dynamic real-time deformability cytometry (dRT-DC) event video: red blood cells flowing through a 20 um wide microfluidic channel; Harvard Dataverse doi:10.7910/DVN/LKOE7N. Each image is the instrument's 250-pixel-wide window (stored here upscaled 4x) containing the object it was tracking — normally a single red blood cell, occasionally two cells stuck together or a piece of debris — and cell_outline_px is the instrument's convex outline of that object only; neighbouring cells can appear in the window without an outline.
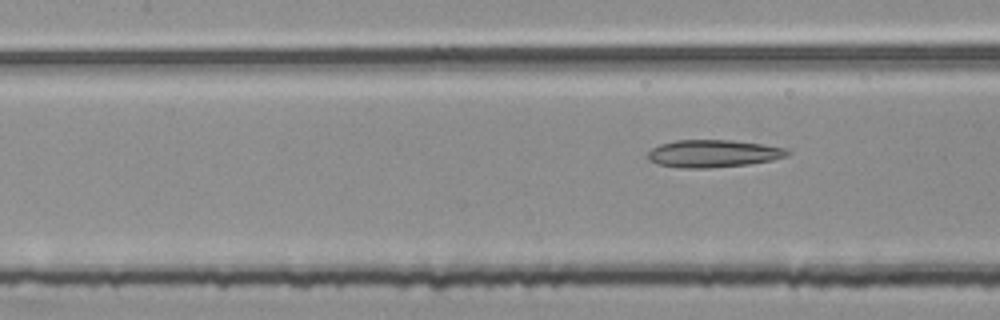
{"species": "common noctule bat (a hibernating species)", "species_latin": "Nyctalus noctula", "temperature_condition": "room temperature", "stored_images_in_passage": 6, "segment_of_instrument_passage": [2, 2], "camera_frame_rate_fps": 3000, "um_per_image_px": 0.085, "animal": {"sex": "female", "body_mass_g": 25.1}, "frame": {"image": 1, "passage_image": 6, "time_ms": 1.667, "image_size_px": [1000, 320], "cell_outline_px": [[792, 152], [788, 156], [772, 160], [748, 164], [708, 168], [680, 168], [660, 164], [648, 160], [648, 152], [652, 148], [660, 144], [676, 140], [732, 140], [788, 148]], "centroid_in_image_um": [60.65, 13.05], "position_along_channel_um": 146.7, "area_um2": 22.37}}